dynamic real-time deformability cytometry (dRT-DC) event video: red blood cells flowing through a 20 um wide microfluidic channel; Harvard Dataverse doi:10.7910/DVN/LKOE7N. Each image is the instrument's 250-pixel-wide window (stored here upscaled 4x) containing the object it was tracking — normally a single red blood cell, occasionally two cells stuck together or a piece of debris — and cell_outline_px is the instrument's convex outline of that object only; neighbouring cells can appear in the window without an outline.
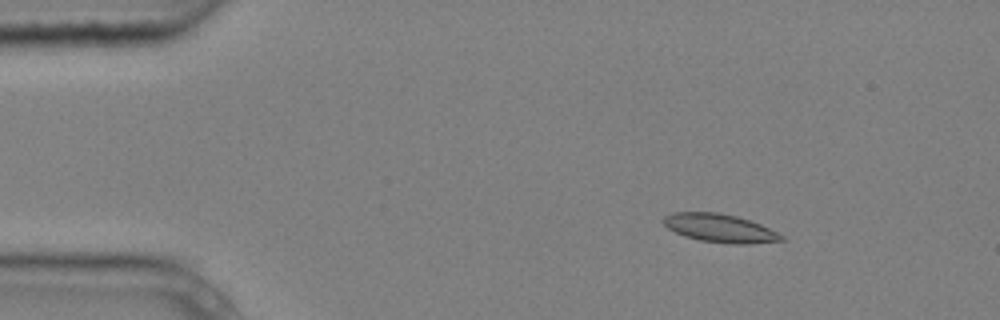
{"species": "common noctule bat (a hibernating species)", "species_latin": "Nyctalus noctula", "temperature_condition": "cold", "stored_images_in_passage": 3, "camera_frame_rate_fps": 3000, "um_per_image_px": 0.085, "animal": {"sex": "male", "body_mass_g": 20.4}, "frame": {"image": 1, "passage_image": 1, "time_ms": 0.0, "image_size_px": [1000, 320], "cell_outline_px": [[784, 240], [748, 244], [736, 244], [700, 240], [684, 236], [668, 228], [664, 224], [664, 216], [672, 212], [720, 212], [736, 216], [760, 224], [784, 236]], "centroid_in_image_um": [61.17, 19.38], "position_along_channel_um": 23.8, "area_um2": 19.25}}